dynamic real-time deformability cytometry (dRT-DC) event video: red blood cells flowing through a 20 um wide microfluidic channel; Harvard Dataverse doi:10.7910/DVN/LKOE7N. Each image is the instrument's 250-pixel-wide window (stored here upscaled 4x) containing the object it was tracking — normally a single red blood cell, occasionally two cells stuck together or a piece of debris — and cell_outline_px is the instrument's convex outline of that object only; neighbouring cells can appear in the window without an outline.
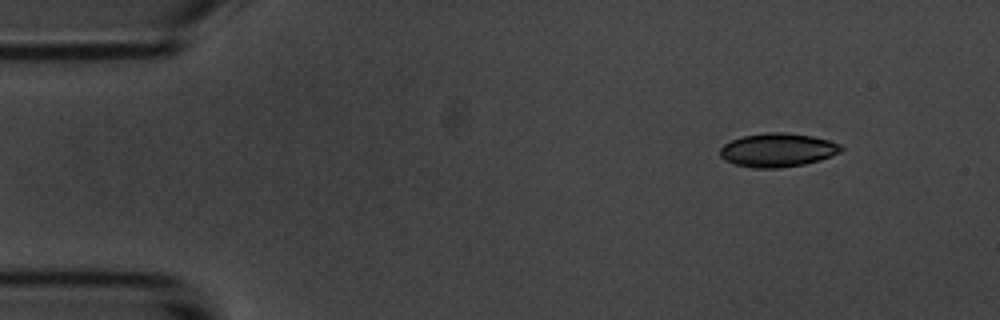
{"species": "common noctule bat (a hibernating species)", "species_latin": "Nyctalus noctula", "temperature_condition": "room temperature", "stored_images_in_passage": 5, "camera_frame_rate_fps": 3000, "um_per_image_px": 0.085, "animal": {"sex": "male", "body_mass_g": 20.1, "forearm_length_mm": 53.5}, "frame": {"image": 1, "passage_image": 2, "time_ms": 1.333, "image_size_px": [1000, 320], "cell_outline_px": [[844, 148], [840, 152], [832, 156], [820, 160], [804, 164], [780, 168], [752, 168], [736, 164], [724, 160], [720, 156], [720, 148], [724, 144], [732, 140], [744, 136], [764, 132], [784, 132], [812, 136], [828, 140], [840, 144]], "centroid_in_image_um": [66.1, 12.75], "position_along_channel_um": 18.9, "area_um2": 23.81}}